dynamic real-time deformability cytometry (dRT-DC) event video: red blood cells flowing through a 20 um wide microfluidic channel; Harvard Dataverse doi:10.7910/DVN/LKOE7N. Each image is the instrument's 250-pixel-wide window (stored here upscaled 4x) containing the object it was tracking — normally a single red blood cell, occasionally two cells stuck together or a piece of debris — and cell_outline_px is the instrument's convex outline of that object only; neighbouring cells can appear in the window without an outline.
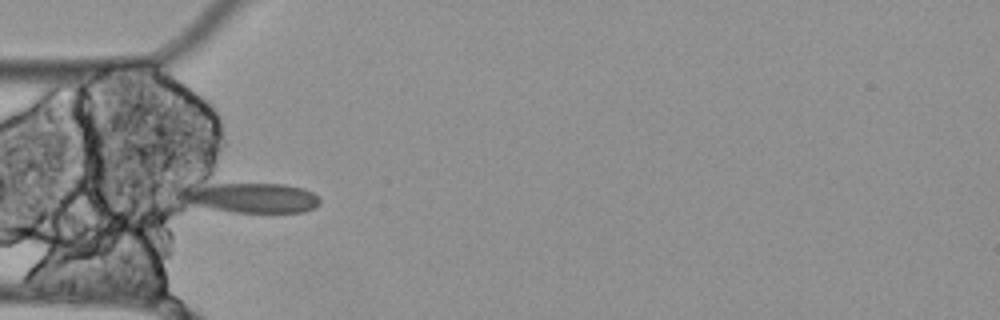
{"species": "Egyptian fruit bat (a non-hibernating species)", "species_latin": "Rousettus aegyptiacus", "temperature_condition": "cold", "stored_images_in_passage": 3, "camera_frame_rate_fps": 3000, "um_per_image_px": 0.085, "animal": {"sex": "female"}, "frame": {"image": 1, "passage_image": 1, "time_ms": 0.0, "image_size_px": [1000, 320], "cell_outline_px": [[320, 204], [304, 212], [236, 212], [176, 208], [176, 204], [180, 196], [212, 184], [284, 184], [304, 188], [320, 196]], "centroid_in_image_um": [21.26, 16.87], "position_along_channel_um": 63.7, "area_um2": 24.74}}
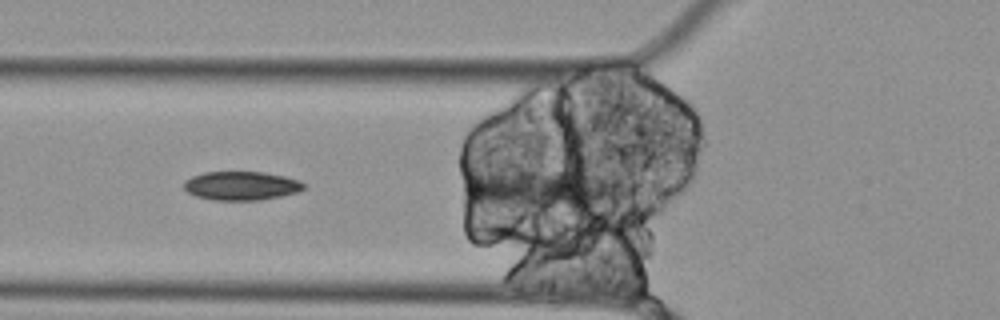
{"frame": {"image": 2, "passage_image": 2, "time_ms": 0.333, "image_size_px": [1000, 320], "cell_outline_px": [[308, 184], [304, 188], [296, 192], [280, 196], [260, 200], [212, 200], [196, 196], [188, 192], [184, 188], [184, 180], [192, 176], [204, 172], [264, 172], [284, 176], [300, 180]], "centroid_in_image_um": [20.52, 15.78], "position_along_channel_um": 105.3, "area_um2": 20.17}}